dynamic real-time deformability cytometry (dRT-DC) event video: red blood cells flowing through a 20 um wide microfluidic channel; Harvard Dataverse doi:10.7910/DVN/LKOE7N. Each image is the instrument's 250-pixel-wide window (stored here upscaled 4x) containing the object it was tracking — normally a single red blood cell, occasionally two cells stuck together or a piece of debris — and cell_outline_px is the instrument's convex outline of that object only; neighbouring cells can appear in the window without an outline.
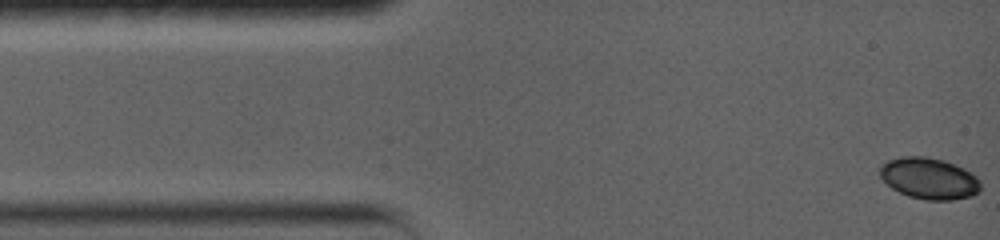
{"species": "common noctule bat (a hibernating species)", "species_latin": "Nyctalus noctula", "temperature_condition": "warm", "stored_images_in_passage": 6, "camera_frame_rate_fps": 5000, "um_per_image_px": 0.085, "animal": {"sex": "female", "body_mass_g": 19.0, "forearm_length_mm": 56.7}, "frame": {"image": 1, "passage_image": 1, "time_ms": 0.0, "image_size_px": [1000, 240], "cell_outline_px": [[980, 192], [972, 196], [952, 200], [924, 200], [908, 196], [892, 188], [880, 176], [880, 164], [888, 160], [900, 156], [924, 156], [944, 160], [964, 168], [976, 176], [980, 180]], "centroid_in_image_um": [78.98, 15.16], "position_along_channel_um": 6.0, "area_um2": 24.45}}
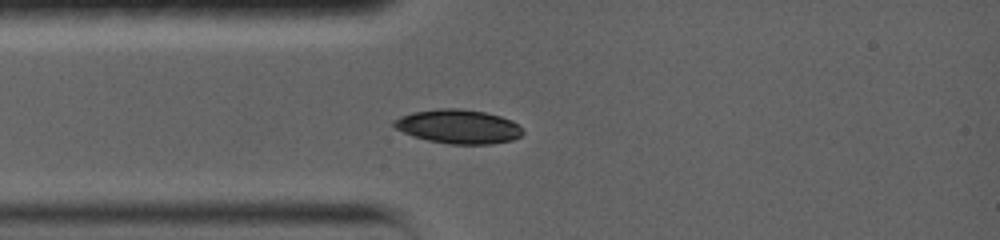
{"frame": {"image": 2, "passage_image": 6, "time_ms": 3.2, "image_size_px": [1000, 240], "cell_outline_px": [[524, 132], [520, 136], [512, 140], [492, 144], [452, 144], [428, 140], [412, 136], [396, 128], [392, 124], [392, 120], [400, 116], [412, 112], [440, 108], [456, 108], [484, 112], [500, 116], [512, 120]], "centroid_in_image_um": [38.94, 10.75], "position_along_channel_um": 46.1, "area_um2": 25.43}}